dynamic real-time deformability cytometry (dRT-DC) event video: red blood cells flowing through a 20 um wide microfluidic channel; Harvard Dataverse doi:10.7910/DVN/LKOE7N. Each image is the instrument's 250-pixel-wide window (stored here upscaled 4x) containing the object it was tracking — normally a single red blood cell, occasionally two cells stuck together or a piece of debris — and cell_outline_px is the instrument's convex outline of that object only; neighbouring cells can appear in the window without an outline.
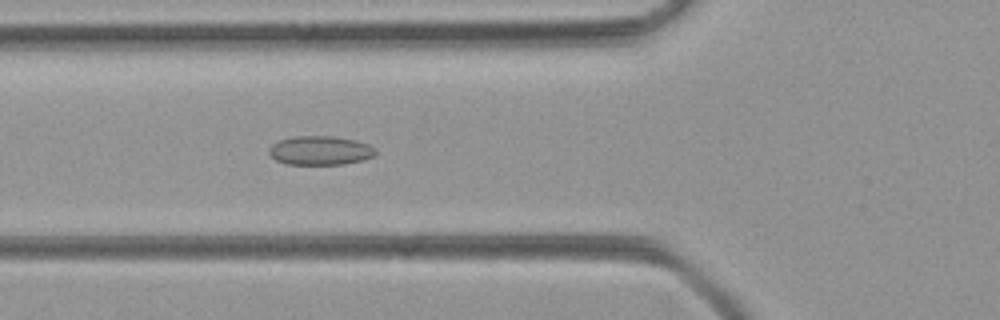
{"species": "common noctule bat (a hibernating species)", "species_latin": "Nyctalus noctula", "temperature_condition": "room temperature", "stored_images_in_passage": 50, "camera_frame_rate_fps": 3000, "um_per_image_px": 0.085, "animal": {"sex": "female", "body_mass_g": 21.9}, "frame": {"image": 1, "passage_image": 18, "time_ms": 5.667, "image_size_px": [1000, 320], "cell_outline_px": [[376, 152], [372, 156], [364, 160], [344, 164], [284, 164], [276, 160], [268, 152], [268, 148], [272, 144], [280, 140], [292, 136], [336, 136], [356, 140], [368, 144], [376, 148]], "centroid_in_image_um": [27.21, 12.78], "position_along_channel_um": 98.6, "area_um2": 18.15}}
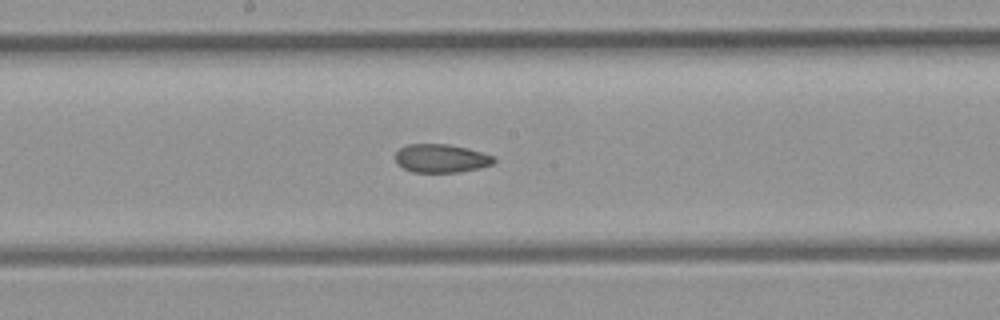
{"frame": {"image": 2, "passage_image": 26, "time_ms": 8.333, "image_size_px": [1000, 320], "cell_outline_px": [[496, 160], [492, 164], [460, 172], [412, 172], [396, 164], [396, 152], [400, 148], [408, 144], [448, 144], [468, 148], [496, 156]], "centroid_in_image_um": [37.5, 13.45], "position_along_channel_um": 210.7, "area_um2": 16.36}}
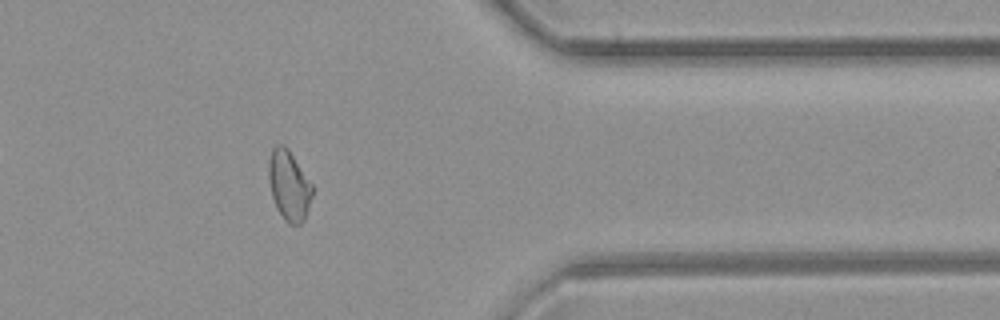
{"frame": {"image": 3, "passage_image": 40, "time_ms": 13.0, "image_size_px": [1000, 320], "cell_outline_px": [[312, 196], [304, 220], [300, 224], [288, 224], [284, 220], [276, 208], [272, 196], [268, 176], [268, 160], [272, 148], [276, 144], [284, 144], [288, 148], [312, 184]], "centroid_in_image_um": [24.54, 15.75], "position_along_channel_um": 386.9, "area_um2": 17.86}}